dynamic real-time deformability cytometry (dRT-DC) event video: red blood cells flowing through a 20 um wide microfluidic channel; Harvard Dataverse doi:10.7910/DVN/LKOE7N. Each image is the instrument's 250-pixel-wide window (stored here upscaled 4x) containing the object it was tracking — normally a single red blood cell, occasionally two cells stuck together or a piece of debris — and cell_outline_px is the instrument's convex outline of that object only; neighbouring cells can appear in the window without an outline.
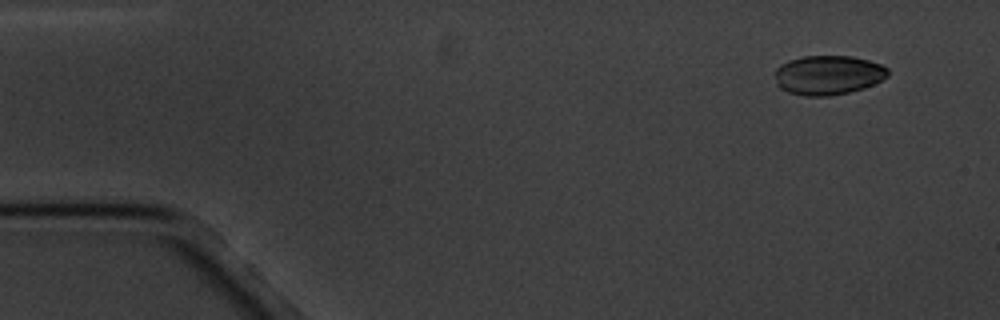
{"species": "common noctule bat (a hibernating species)", "species_latin": "Nyctalus noctula", "temperature_condition": "cold", "stored_images_in_passage": 9, "camera_frame_rate_fps": 3000, "um_per_image_px": 0.085, "animal": {"sex": "male", "body_mass_g": 20.1, "forearm_length_mm": 53.5}, "frame": {"image": 1, "passage_image": 1, "time_ms": 0.0, "image_size_px": [1000, 320], "cell_outline_px": [[888, 76], [864, 88], [848, 92], [828, 96], [804, 96], [788, 92], [780, 88], [776, 84], [776, 68], [780, 64], [788, 60], [804, 56], [852, 56], [868, 60], [880, 64], [888, 68]], "centroid_in_image_um": [70.37, 6.38], "position_along_channel_um": 14.6, "area_um2": 25.89}}
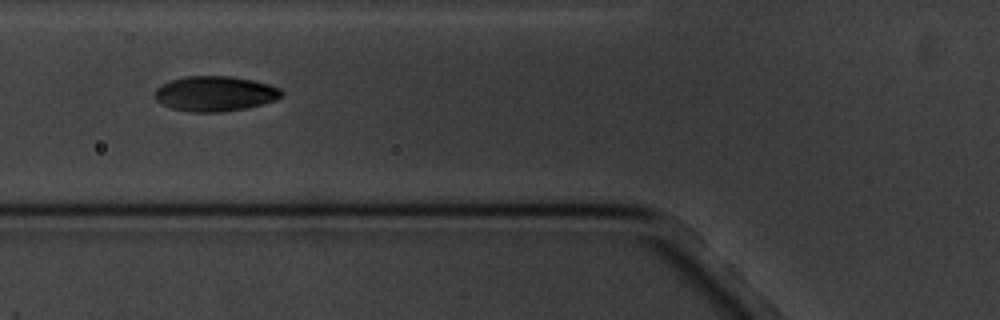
{"frame": {"image": 2, "passage_image": 6, "time_ms": 5.667, "image_size_px": [1000, 320], "cell_outline_px": [[284, 92], [276, 100], [244, 108], [220, 112], [192, 112], [172, 108], [156, 100], [156, 88], [160, 84], [184, 76], [232, 76], [252, 80], [268, 84], [280, 88]], "centroid_in_image_um": [18.27, 7.95], "position_along_channel_um": 107.5, "area_um2": 25.72}}
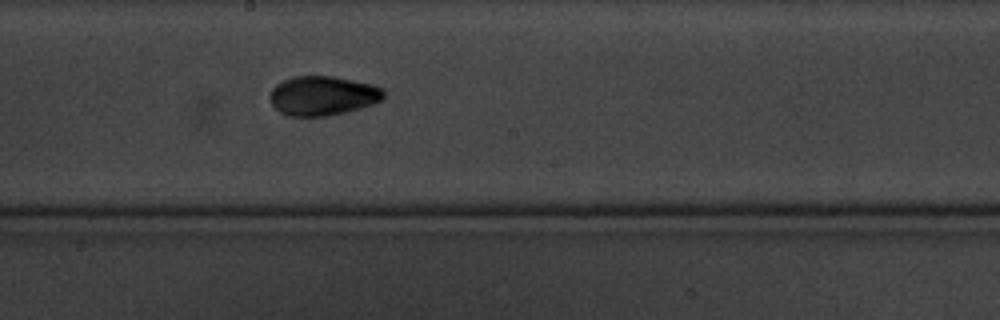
{"frame": {"image": 3, "passage_image": 9, "time_ms": 9.0, "image_size_px": [1000, 320], "cell_outline_px": [[384, 96], [380, 100], [372, 104], [344, 112], [328, 116], [288, 116], [280, 112], [272, 104], [268, 96], [272, 88], [276, 84], [292, 76], [332, 76], [372, 84], [384, 88]], "centroid_in_image_um": [27.4, 8.13], "position_along_channel_um": 220.8, "area_um2": 26.07}}